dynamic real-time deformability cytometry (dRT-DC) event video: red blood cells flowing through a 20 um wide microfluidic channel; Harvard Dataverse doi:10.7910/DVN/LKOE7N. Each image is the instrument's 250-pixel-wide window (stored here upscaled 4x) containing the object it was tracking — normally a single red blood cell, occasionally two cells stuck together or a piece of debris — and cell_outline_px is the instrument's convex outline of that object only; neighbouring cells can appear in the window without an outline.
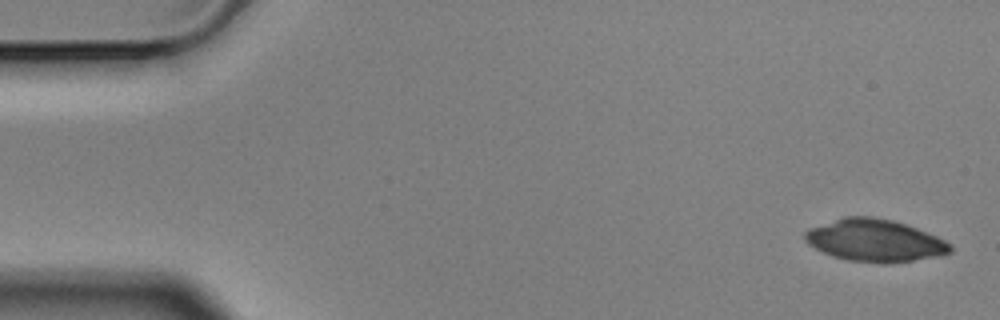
{"species": "Egyptian fruit bat (a non-hibernating species)", "species_latin": "Rousettus aegyptiacus", "temperature_condition": "cold", "stored_images_in_passage": 5, "camera_frame_rate_fps": 3000, "um_per_image_px": 0.085, "animal": {"sex": "male"}, "frame": {"image": 1, "passage_image": 1, "time_ms": 0.0, "image_size_px": [1000, 320], "cell_outline_px": [[952, 252], [940, 256], [884, 264], [880, 264], [848, 260], [832, 256], [808, 244], [804, 240], [804, 232], [808, 228], [844, 216], [876, 216], [896, 220], [936, 236], [952, 244]], "centroid_in_image_um": [74.35, 20.43], "position_along_channel_um": 10.6, "area_um2": 36.13}}